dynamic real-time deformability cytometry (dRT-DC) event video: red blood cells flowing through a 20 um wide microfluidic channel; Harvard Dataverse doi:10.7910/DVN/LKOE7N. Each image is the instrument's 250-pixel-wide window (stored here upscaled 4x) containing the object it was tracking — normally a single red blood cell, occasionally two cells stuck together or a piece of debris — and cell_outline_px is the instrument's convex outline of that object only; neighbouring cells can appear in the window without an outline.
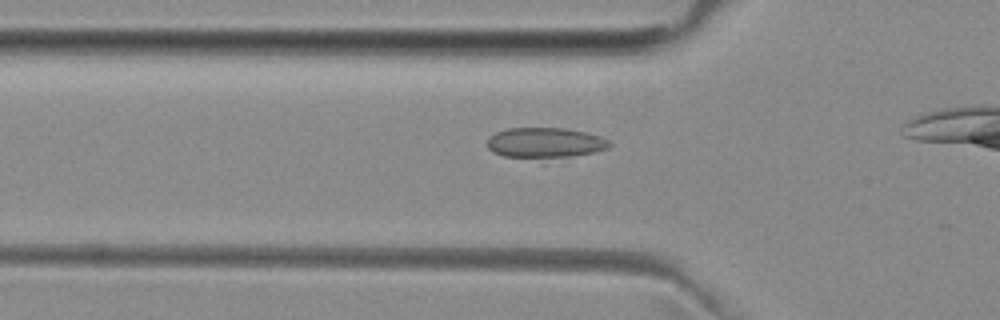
{"species": "common noctule bat (a hibernating species)", "species_latin": "Nyctalus noctula", "temperature_condition": "room temperature", "stored_images_in_passage": 10, "camera_frame_rate_fps": 3000, "um_per_image_px": 0.085, "animal": {"sex": "female", "body_mass_g": 29.2, "forearm_length_mm": 56.3}, "frame": {"image": 1, "passage_image": 5, "time_ms": 1.333, "image_size_px": [1000, 320], "cell_outline_px": [[612, 144], [608, 148], [592, 152], [572, 156], [504, 156], [492, 152], [488, 148], [488, 136], [496, 132], [508, 128], [564, 128], [584, 132], [600, 136], [608, 140]], "centroid_in_image_um": [46.31, 12.1], "position_along_channel_um": 79.5, "area_um2": 20.98}}
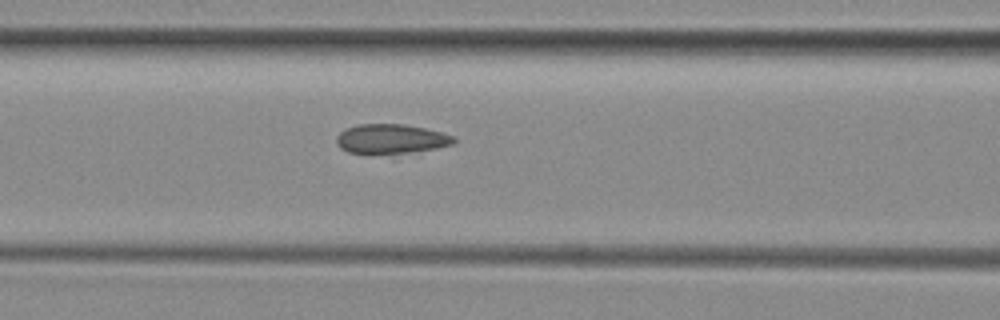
{"frame": {"image": 2, "passage_image": 9, "time_ms": 2.667, "image_size_px": [1000, 320], "cell_outline_px": [[456, 140], [452, 144], [436, 148], [408, 152], [348, 152], [340, 148], [336, 140], [336, 136], [344, 128], [356, 124], [404, 124], [424, 128], [440, 132], [452, 136]], "centroid_in_image_um": [33.19, 11.77], "position_along_channel_um": 133.4, "area_um2": 19.65}}